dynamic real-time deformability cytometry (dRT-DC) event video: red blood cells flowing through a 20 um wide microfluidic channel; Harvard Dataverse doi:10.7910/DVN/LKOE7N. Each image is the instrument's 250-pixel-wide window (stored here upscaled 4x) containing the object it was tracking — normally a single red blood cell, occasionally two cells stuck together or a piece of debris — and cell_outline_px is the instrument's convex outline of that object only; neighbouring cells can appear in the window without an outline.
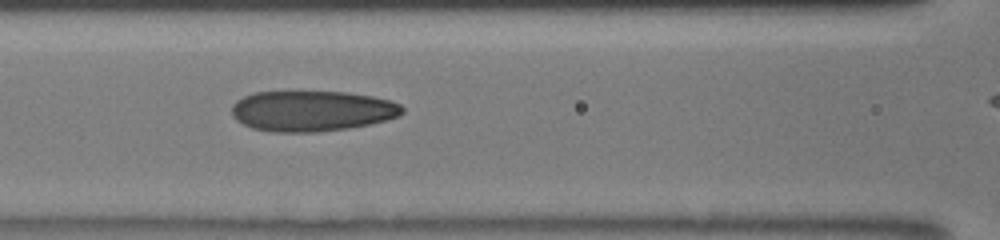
{"species": "human", "species_latin": "Homo sapiens", "temperature_condition": "room temperature", "stored_images_in_passage": 19, "camera_frame_rate_fps": 3000, "um_per_image_px": 0.085, "donor": {"sex": "male"}, "frame": {"image": 1, "passage_image": 5, "time_ms": 4.0, "image_size_px": [1000, 240], "cell_outline_px": [[404, 112], [400, 116], [368, 124], [348, 128], [320, 132], [272, 132], [252, 128], [236, 120], [232, 116], [232, 104], [236, 100], [244, 96], [256, 92], [344, 92], [372, 96], [388, 100], [400, 104], [404, 108]], "centroid_in_image_um": [26.5, 9.43], "position_along_channel_um": 140.1, "area_um2": 40.34}}
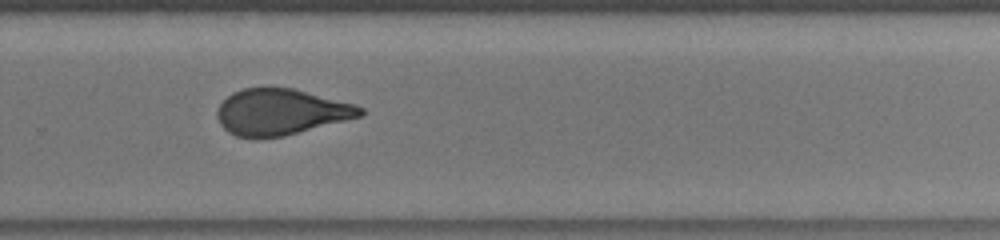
{"frame": {"image": 2, "passage_image": 12, "time_ms": 8.0, "image_size_px": [1000, 240], "cell_outline_px": [[364, 112], [360, 116], [284, 136], [256, 140], [236, 136], [228, 132], [220, 124], [216, 116], [216, 108], [232, 92], [244, 88], [292, 88], [356, 104], [364, 108]], "centroid_in_image_um": [23.82, 9.54], "position_along_channel_um": 306.0, "area_um2": 38.55}}
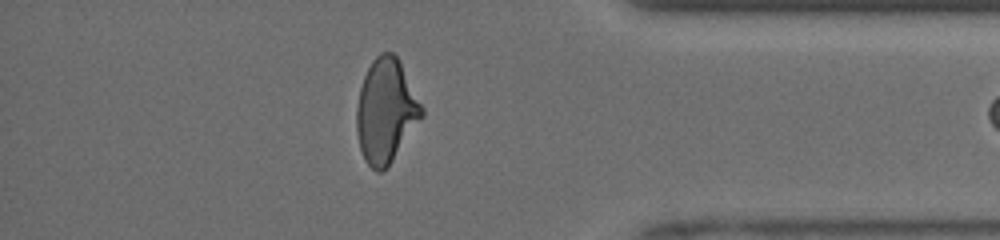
{"frame": {"image": 3, "passage_image": 18, "time_ms": 10.667, "image_size_px": [1000, 240], "cell_outline_px": [[424, 116], [392, 160], [380, 172], [376, 172], [364, 160], [360, 148], [356, 132], [356, 108], [360, 88], [364, 76], [372, 60], [380, 52], [392, 52], [396, 56], [424, 108]], "centroid_in_image_um": [32.79, 9.43], "position_along_channel_um": 402.4, "area_um2": 39.13}}